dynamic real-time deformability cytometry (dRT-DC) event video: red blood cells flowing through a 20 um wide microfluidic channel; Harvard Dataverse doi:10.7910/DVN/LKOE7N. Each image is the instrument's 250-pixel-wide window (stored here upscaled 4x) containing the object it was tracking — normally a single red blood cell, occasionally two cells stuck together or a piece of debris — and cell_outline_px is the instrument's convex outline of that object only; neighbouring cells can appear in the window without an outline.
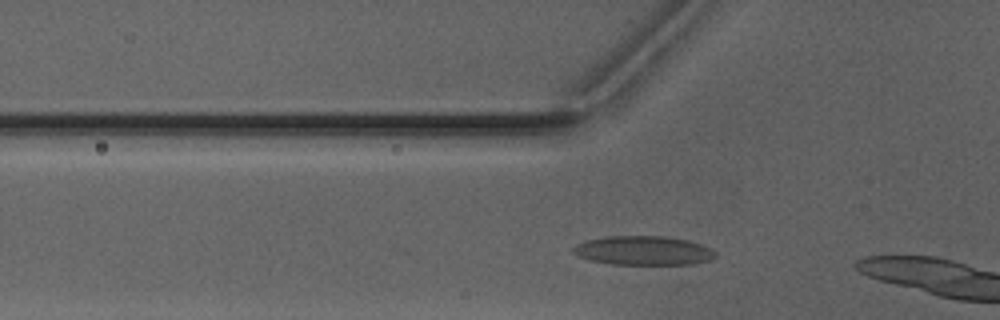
{"species": "Egyptian fruit bat (a non-hibernating species)", "species_latin": "Rousettus aegyptiacus", "temperature_condition": "warm", "stored_images_in_passage": 8, "camera_frame_rate_fps": 3000, "um_per_image_px": 0.085, "animal": {"sex": "male"}, "frame": {"image": 1, "passage_image": 6, "time_ms": 1.667, "image_size_px": [1000, 320], "cell_outline_px": [[716, 256], [708, 260], [692, 264], [612, 264], [592, 260], [576, 256], [572, 252], [572, 248], [576, 244], [588, 240], [604, 236], [668, 236], [688, 240], [712, 248], [716, 252]], "centroid_in_image_um": [54.68, 21.29], "position_along_channel_um": 71.1, "area_um2": 24.16}}